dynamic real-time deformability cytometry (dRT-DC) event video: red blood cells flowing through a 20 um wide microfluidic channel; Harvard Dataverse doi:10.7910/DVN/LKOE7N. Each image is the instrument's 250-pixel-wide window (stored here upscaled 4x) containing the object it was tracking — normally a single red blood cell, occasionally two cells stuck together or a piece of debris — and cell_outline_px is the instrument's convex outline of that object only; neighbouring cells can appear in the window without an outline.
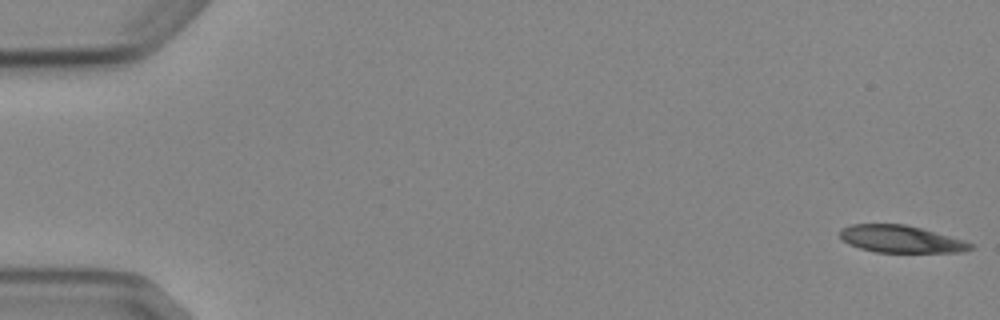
{"species": "Egyptian fruit bat (a non-hibernating species)", "species_latin": "Rousettus aegyptiacus", "temperature_condition": "cold", "stored_images_in_passage": 6, "camera_frame_rate_fps": 3000, "um_per_image_px": 0.085, "animal": {"sex": "female"}, "frame": {"image": 1, "passage_image": 1, "time_ms": 0.0, "image_size_px": [1000, 320], "cell_outline_px": [[976, 248], [960, 252], [876, 252], [860, 248], [848, 244], [840, 236], [840, 228], [852, 224], [904, 224], [920, 228], [964, 240], [976, 244]], "centroid_in_image_um": [76.6, 20.32], "position_along_channel_um": 8.4, "area_um2": 20.69}}
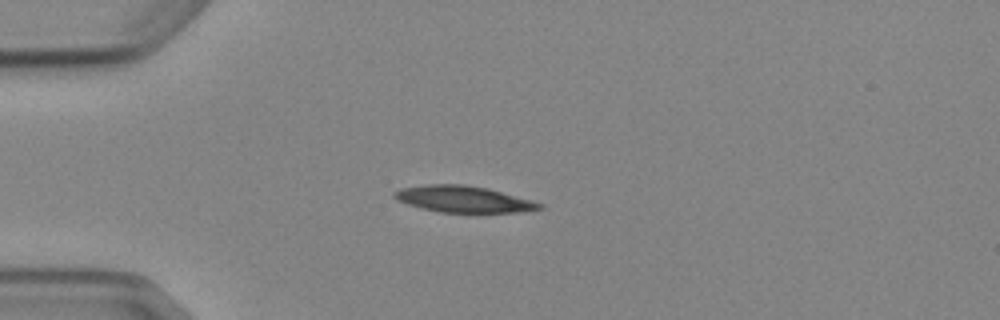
{"frame": {"image": 2, "passage_image": 4, "time_ms": 4.333, "image_size_px": [1000, 320], "cell_outline_px": [[544, 208], [520, 212], [440, 212], [420, 208], [396, 200], [392, 196], [392, 192], [400, 188], [428, 184], [464, 184], [488, 188], [532, 200], [544, 204]], "centroid_in_image_um": [39.37, 16.92], "position_along_channel_um": 45.6, "area_um2": 22.48}}
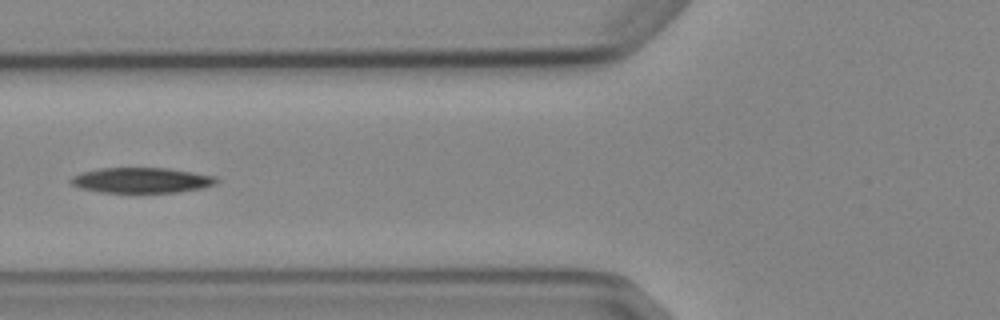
{"frame": {"image": 3, "passage_image": 6, "time_ms": 6.667, "image_size_px": [1000, 320], "cell_outline_px": [[220, 180], [216, 184], [204, 188], [176, 192], [100, 192], [80, 188], [72, 184], [68, 180], [72, 176], [80, 172], [100, 168], [168, 168], [216, 176]], "centroid_in_image_um": [12.03, 15.32], "position_along_channel_um": 113.8, "area_um2": 21.62}}